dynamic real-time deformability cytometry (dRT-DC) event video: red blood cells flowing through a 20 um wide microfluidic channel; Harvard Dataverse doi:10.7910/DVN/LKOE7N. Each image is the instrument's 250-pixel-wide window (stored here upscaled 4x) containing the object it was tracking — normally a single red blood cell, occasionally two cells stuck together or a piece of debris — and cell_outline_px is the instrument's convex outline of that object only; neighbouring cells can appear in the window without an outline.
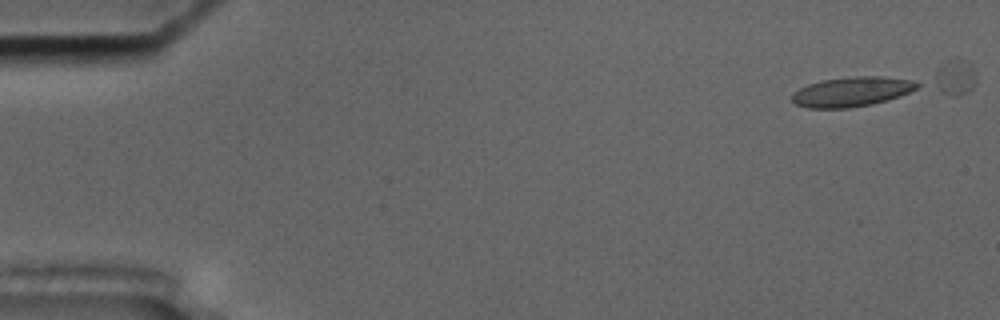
{"species": "common noctule bat (a hibernating species)", "species_latin": "Nyctalus noctula", "temperature_condition": "cold", "stored_images_in_passage": 29, "camera_frame_rate_fps": 3000, "um_per_image_px": 0.085, "animal": {"sex": "male", "body_mass_g": 17.5, "forearm_length_mm": 52.3}, "frame": {"image": 1, "passage_image": 1, "time_ms": 0.0, "image_size_px": [1000, 320], "cell_outline_px": [[920, 84], [916, 88], [900, 96], [888, 100], [872, 104], [848, 108], [808, 108], [796, 104], [792, 100], [792, 92], [808, 84], [820, 80], [856, 76], [880, 76], [912, 80]], "centroid_in_image_um": [72.37, 7.79], "position_along_channel_um": 12.6, "area_um2": 21.62}}
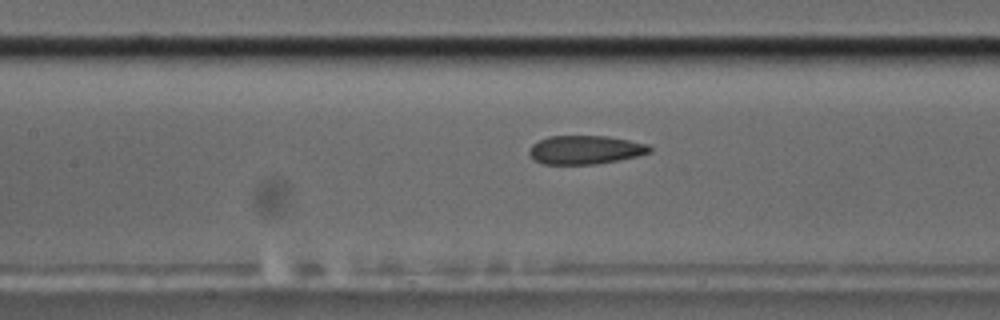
{"frame": {"image": 2, "passage_image": 23, "time_ms": 7.333, "image_size_px": [1000, 320], "cell_outline_px": [[652, 152], [636, 156], [596, 164], [544, 164], [536, 160], [528, 152], [528, 148], [532, 144], [548, 136], [608, 136], [648, 144], [652, 148]], "centroid_in_image_um": [49.75, 12.73], "position_along_channel_um": 157.7, "area_um2": 20.0}}
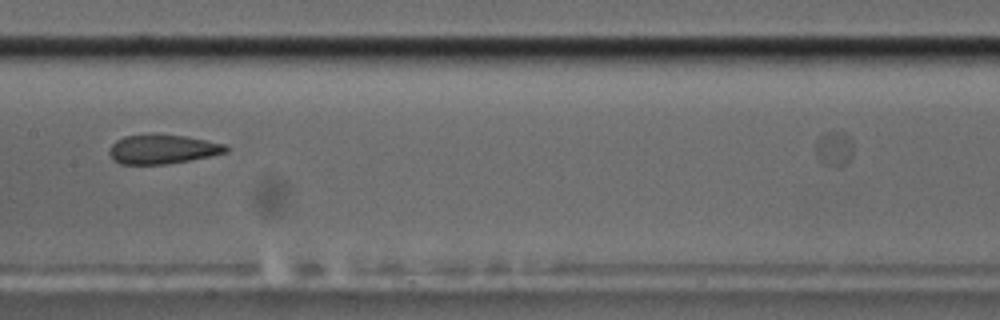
{"frame": {"image": 3, "passage_image": 26, "time_ms": 8.333, "image_size_px": [1000, 320], "cell_outline_px": [[228, 152], [212, 156], [168, 164], [120, 164], [112, 160], [108, 152], [108, 148], [116, 140], [124, 136], [188, 136], [228, 144]], "centroid_in_image_um": [13.85, 12.71], "position_along_channel_um": 193.6, "area_um2": 19.77}}